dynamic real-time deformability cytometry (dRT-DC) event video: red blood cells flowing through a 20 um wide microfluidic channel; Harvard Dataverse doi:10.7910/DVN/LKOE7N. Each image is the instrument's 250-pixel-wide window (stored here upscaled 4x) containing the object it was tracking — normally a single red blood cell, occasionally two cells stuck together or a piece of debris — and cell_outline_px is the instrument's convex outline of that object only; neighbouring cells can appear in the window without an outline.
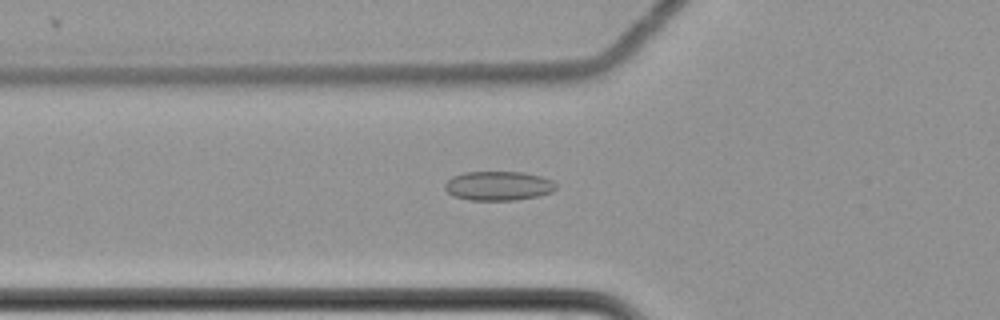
{"species": "common noctule bat (a hibernating species)", "species_latin": "Nyctalus noctula", "temperature_condition": "cold", "stored_images_in_passage": 42, "camera_frame_rate_fps": 3000, "um_per_image_px": 0.085, "animal": {"sex": "female", "body_mass_g": 22.7, "forearm_length_mm": 54.2}, "frame": {"image": 1, "passage_image": 4, "time_ms": 1.0, "image_size_px": [1000, 320], "cell_outline_px": [[556, 188], [552, 192], [536, 196], [516, 200], [468, 200], [456, 196], [448, 192], [444, 188], [444, 184], [452, 176], [464, 172], [524, 172], [540, 176], [552, 180], [556, 184]], "centroid_in_image_um": [42.36, 15.79], "position_along_channel_um": 83.4, "area_um2": 18.9}}
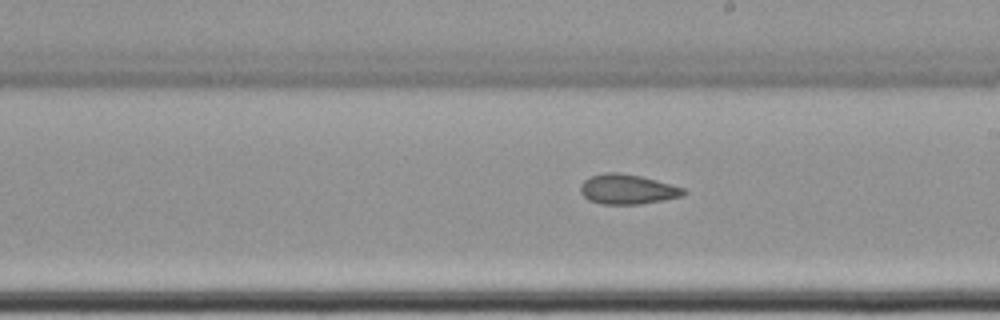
{"frame": {"image": 2, "passage_image": 17, "time_ms": 5.333, "image_size_px": [1000, 320], "cell_outline_px": [[688, 192], [684, 196], [664, 200], [640, 204], [600, 204], [588, 200], [580, 192], [580, 184], [584, 180], [592, 176], [608, 172], [616, 172], [640, 176], [656, 180], [684, 188]], "centroid_in_image_um": [53.34, 16.1], "position_along_channel_um": 235.7, "area_um2": 17.98}}
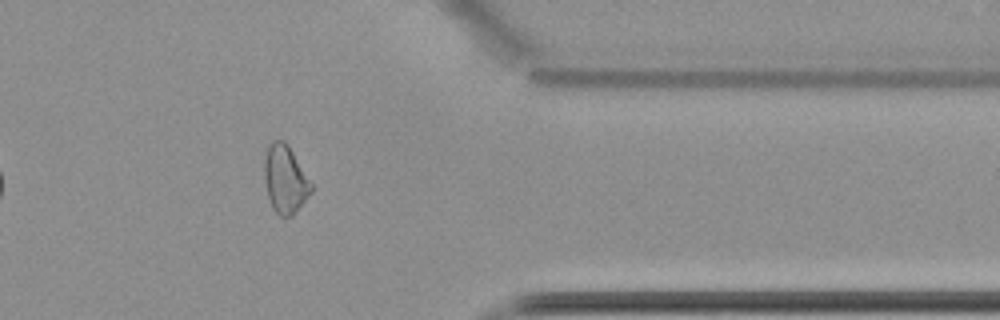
{"frame": {"image": 3, "passage_image": 31, "time_ms": 10.0, "image_size_px": [1000, 320], "cell_outline_px": [[312, 192], [292, 216], [280, 216], [272, 208], [268, 196], [264, 180], [264, 160], [268, 144], [272, 140], [284, 140], [288, 144], [312, 184]], "centroid_in_image_um": [24.22, 15.22], "position_along_channel_um": 387.2, "area_um2": 18.55}}